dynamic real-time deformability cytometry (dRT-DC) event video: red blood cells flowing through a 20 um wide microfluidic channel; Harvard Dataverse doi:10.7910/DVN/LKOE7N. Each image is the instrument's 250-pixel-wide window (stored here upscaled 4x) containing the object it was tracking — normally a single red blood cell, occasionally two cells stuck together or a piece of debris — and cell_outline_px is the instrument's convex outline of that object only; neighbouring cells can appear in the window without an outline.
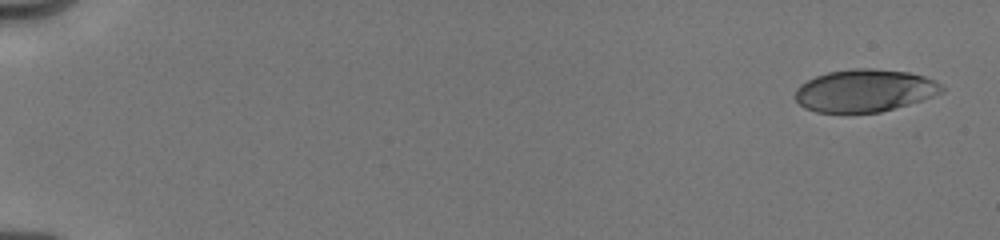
{"species": "human", "species_latin": "Homo sapiens", "temperature_condition": "cold", "stored_images_in_passage": 9, "camera_frame_rate_fps": 3000, "um_per_image_px": 0.085, "donor": {"sex": "male"}, "frame": {"image": 1, "passage_image": 1, "time_ms": 0.0, "image_size_px": [1000, 240], "cell_outline_px": [[944, 92], [908, 104], [880, 112], [816, 112], [804, 108], [796, 100], [796, 88], [800, 84], [816, 76], [828, 72], [852, 68], [872, 68], [908, 72], [924, 76], [936, 80], [944, 88]], "centroid_in_image_um": [73.49, 7.69], "position_along_channel_um": 11.5, "area_um2": 36.18}}
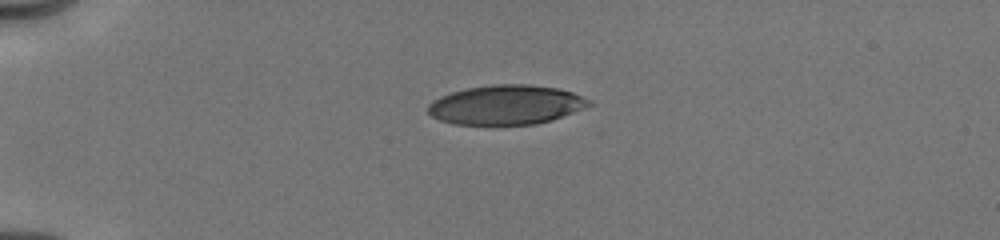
{"frame": {"image": 2, "passage_image": 6, "time_ms": 4.0, "image_size_px": [1000, 240], "cell_outline_px": [[592, 104], [552, 120], [536, 124], [452, 124], [440, 120], [432, 116], [428, 112], [428, 104], [432, 100], [440, 96], [452, 92], [468, 88], [492, 84], [528, 84], [556, 88], [572, 92], [592, 100]], "centroid_in_image_um": [43.0, 8.9], "position_along_channel_um": 42.0, "area_um2": 36.82}}
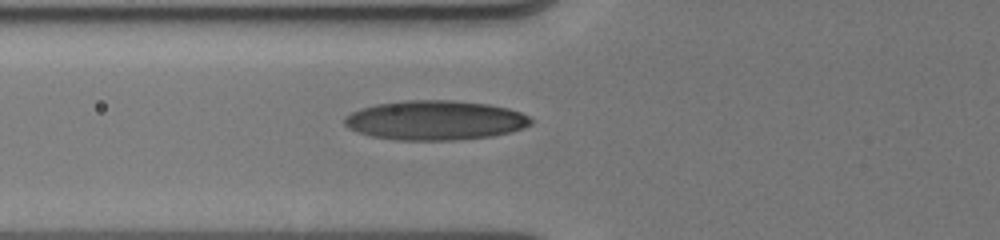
{"frame": {"image": 3, "passage_image": 9, "time_ms": 6.333, "image_size_px": [1000, 240], "cell_outline_px": [[532, 124], [524, 128], [492, 136], [456, 140], [396, 140], [372, 136], [348, 128], [344, 124], [344, 116], [360, 108], [376, 104], [408, 100], [452, 100], [488, 104], [508, 108], [520, 112], [528, 116], [532, 120]], "centroid_in_image_um": [36.98, 10.22], "position_along_channel_um": 88.8, "area_um2": 42.89}}